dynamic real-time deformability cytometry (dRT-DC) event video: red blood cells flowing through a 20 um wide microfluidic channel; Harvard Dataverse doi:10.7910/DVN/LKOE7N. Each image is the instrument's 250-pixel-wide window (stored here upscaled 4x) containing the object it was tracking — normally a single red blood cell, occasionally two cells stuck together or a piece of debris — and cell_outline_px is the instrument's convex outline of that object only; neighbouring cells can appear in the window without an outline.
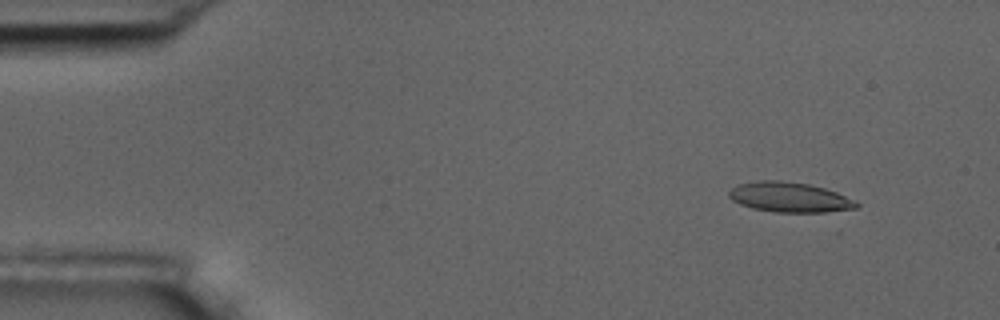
{"species": "common noctule bat (a hibernating species)", "species_latin": "Nyctalus noctula", "temperature_condition": "room temperature", "stored_images_in_passage": 5, "camera_frame_rate_fps": 3000, "um_per_image_px": 0.085, "animal": {"sex": "male", "body_mass_g": 17.5, "forearm_length_mm": 52.3}, "frame": {"image": 1, "passage_image": 2, "time_ms": 1.333, "image_size_px": [1000, 320], "cell_outline_px": [[860, 204], [856, 208], [828, 212], [776, 212], [752, 208], [740, 204], [732, 200], [728, 196], [728, 192], [732, 188], [740, 184], [760, 180], [780, 180], [808, 184], [824, 188], [836, 192], [856, 200]], "centroid_in_image_um": [67.13, 16.77], "position_along_channel_um": 17.9, "area_um2": 22.25}}
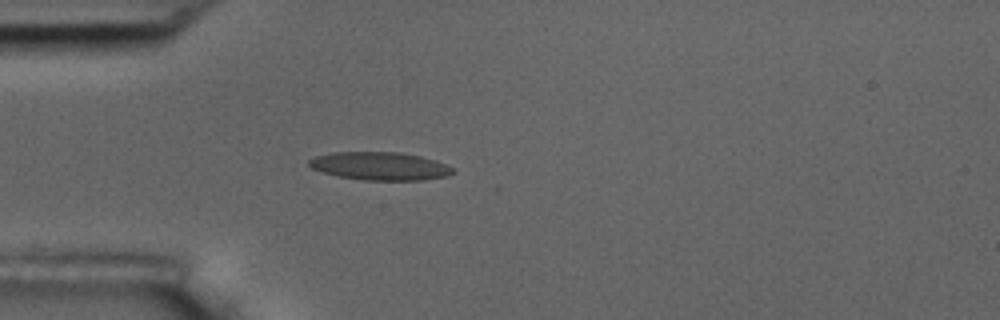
{"frame": {"image": 2, "passage_image": 5, "time_ms": 4.667, "image_size_px": [1000, 320], "cell_outline_px": [[456, 172], [448, 176], [424, 180], [364, 180], [336, 176], [312, 168], [308, 164], [308, 160], [316, 156], [332, 152], [396, 152], [420, 156], [436, 160], [452, 168]], "centroid_in_image_um": [32.3, 14.12], "position_along_channel_um": 52.7, "area_um2": 23.52}}